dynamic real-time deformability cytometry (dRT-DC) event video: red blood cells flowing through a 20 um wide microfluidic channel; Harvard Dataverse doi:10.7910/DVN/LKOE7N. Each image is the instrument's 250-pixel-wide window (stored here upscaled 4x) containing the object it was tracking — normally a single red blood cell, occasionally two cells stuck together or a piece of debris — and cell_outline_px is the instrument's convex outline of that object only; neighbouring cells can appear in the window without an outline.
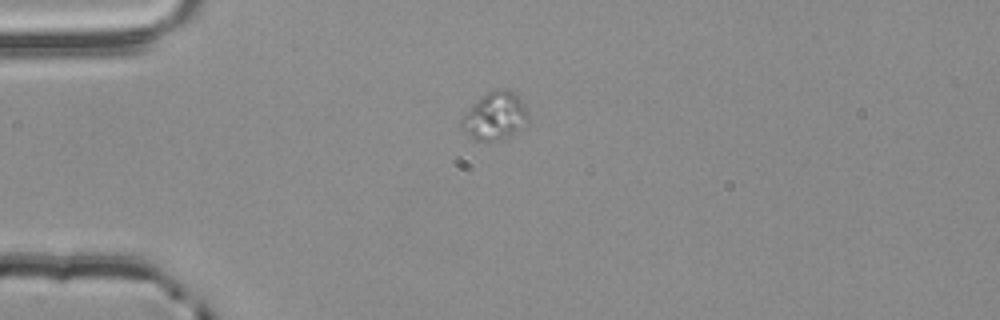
{"species": "common noctule bat (a hibernating species)", "species_latin": "Nyctalus noctula", "temperature_condition": "room temperature", "stored_images_in_passage": 31, "camera_frame_rate_fps": 3000, "um_per_image_px": 0.085, "animal": {"sex": "male", "body_mass_g": 20.4}, "frame": {"image": 1, "passage_image": 1, "time_ms": 0.0, "image_size_px": [1000, 320], "cell_outline_px": [[528, 120], [524, 128], [500, 140], [476, 140], [464, 132], [460, 124], [460, 120], [492, 88], [504, 88], [516, 92], [524, 104], [528, 116]], "centroid_in_image_um": [42.13, 9.86], "position_along_channel_um": 42.9, "area_um2": 18.26}}